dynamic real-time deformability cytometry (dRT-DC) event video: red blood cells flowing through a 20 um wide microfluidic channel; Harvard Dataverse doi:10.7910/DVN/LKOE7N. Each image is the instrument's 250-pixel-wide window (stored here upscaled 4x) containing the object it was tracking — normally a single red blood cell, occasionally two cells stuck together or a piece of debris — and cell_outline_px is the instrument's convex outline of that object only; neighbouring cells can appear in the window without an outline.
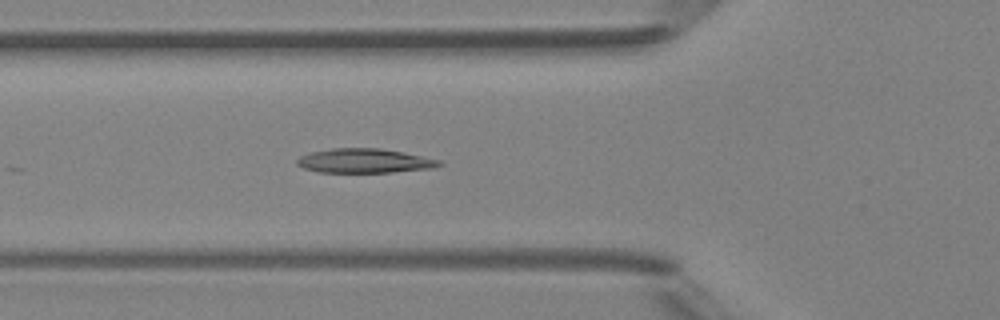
{"species": "Egyptian fruit bat (a non-hibernating species)", "species_latin": "Rousettus aegyptiacus", "temperature_condition": "room temperature", "stored_images_in_passage": 25, "camera_frame_rate_fps": 3000, "um_per_image_px": 0.085, "animal": {"sex": "female"}, "frame": {"image": 1, "passage_image": 9, "time_ms": 2.667, "image_size_px": [1000, 320], "cell_outline_px": [[444, 164], [436, 168], [392, 172], [320, 172], [304, 168], [296, 164], [296, 160], [300, 156], [312, 152], [332, 148], [380, 148], [440, 160]], "centroid_in_image_um": [30.99, 13.67], "position_along_channel_um": 94.8, "area_um2": 20.0}}
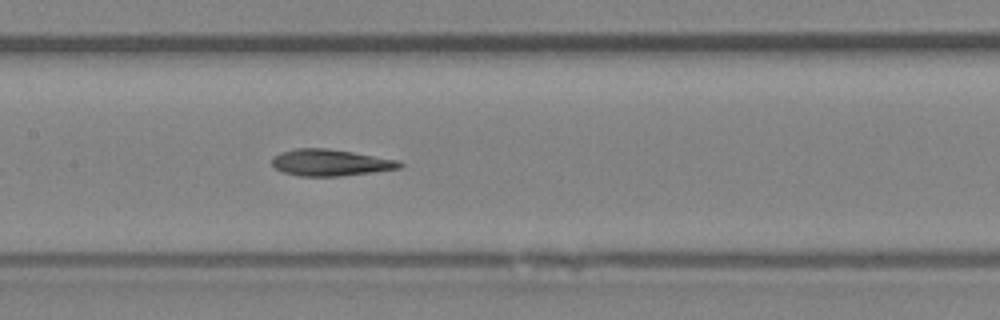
{"frame": {"image": 2, "passage_image": 15, "time_ms": 4.667, "image_size_px": [1000, 320], "cell_outline_px": [[404, 164], [400, 168], [372, 172], [340, 176], [300, 176], [280, 172], [272, 164], [272, 156], [280, 152], [296, 148], [328, 148], [400, 160]], "centroid_in_image_um": [28.06, 13.82], "position_along_channel_um": 179.3, "area_um2": 19.88}}
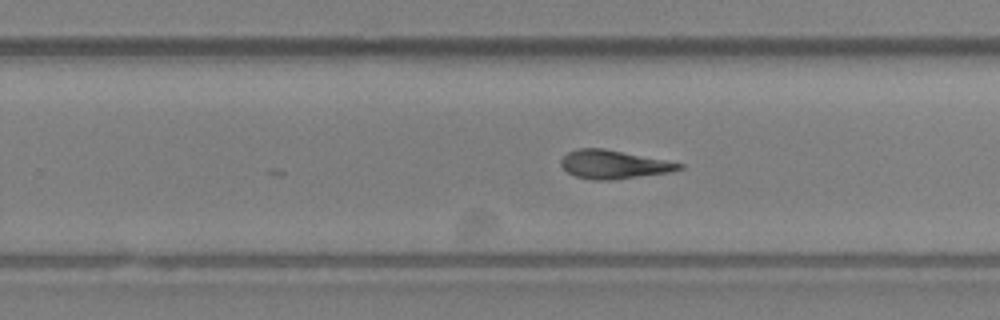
{"frame": {"image": 3, "passage_image": 22, "time_ms": 7.0, "image_size_px": [1000, 320], "cell_outline_px": [[684, 168], [672, 172], [612, 180], [592, 180], [576, 176], [568, 172], [560, 164], [560, 160], [568, 152], [580, 148], [604, 148], [684, 164]], "centroid_in_image_um": [52.17, 13.98], "position_along_channel_um": 277.6, "area_um2": 19.54}}